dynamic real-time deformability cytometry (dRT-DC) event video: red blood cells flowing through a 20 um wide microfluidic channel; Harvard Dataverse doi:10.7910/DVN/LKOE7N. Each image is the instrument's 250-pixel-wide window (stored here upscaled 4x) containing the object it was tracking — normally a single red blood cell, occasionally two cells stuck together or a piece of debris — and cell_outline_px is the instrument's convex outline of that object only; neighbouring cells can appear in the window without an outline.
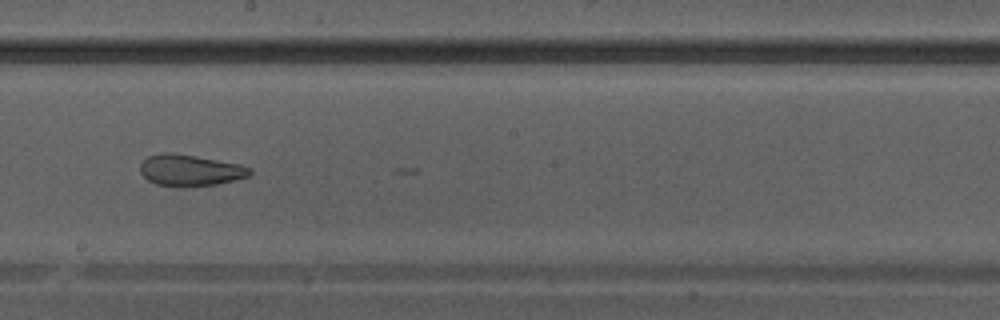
{"species": "Egyptian fruit bat (a non-hibernating species)", "species_latin": "Rousettus aegyptiacus", "temperature_condition": "warm", "stored_images_in_passage": 40, "camera_frame_rate_fps": 3000, "um_per_image_px": 0.085, "animal": {"sex": "male"}, "frame": {"image": 1, "passage_image": 23, "time_ms": 7.333, "image_size_px": [1000, 320], "cell_outline_px": [[252, 172], [248, 176], [236, 180], [216, 184], [156, 184], [148, 180], [140, 172], [140, 164], [148, 156], [164, 152], [172, 152], [196, 156], [240, 164], [252, 168]], "centroid_in_image_um": [16.18, 14.43], "position_along_channel_um": 232.0, "area_um2": 19.42}}